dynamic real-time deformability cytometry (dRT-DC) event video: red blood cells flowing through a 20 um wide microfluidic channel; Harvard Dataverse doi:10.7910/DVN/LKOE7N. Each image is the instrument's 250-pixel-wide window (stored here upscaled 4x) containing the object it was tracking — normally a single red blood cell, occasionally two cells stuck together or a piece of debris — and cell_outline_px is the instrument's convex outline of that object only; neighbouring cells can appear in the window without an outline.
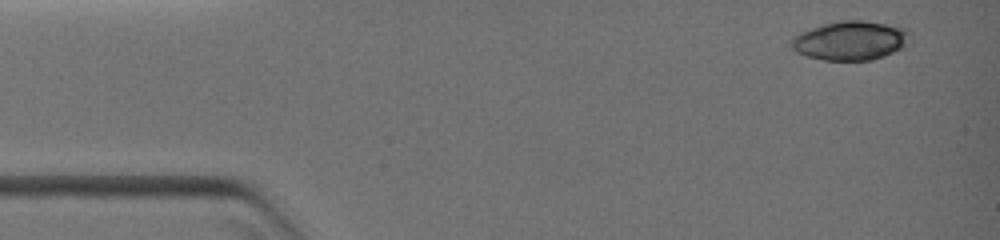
{"species": "common noctule bat (a hibernating species)", "species_latin": "Nyctalus noctula", "temperature_condition": "warm", "stored_images_in_passage": 4, "camera_frame_rate_fps": 3000, "um_per_image_px": 0.085, "animal": {"sex": "female", "body_mass_g": 19.0, "forearm_length_mm": 51.5}, "frame": {"image": 1, "passage_image": 1, "time_ms": 0.0, "image_size_px": [1000, 240], "cell_outline_px": [[912, 40], [904, 48], [884, 56], [872, 60], [824, 60], [808, 56], [796, 52], [792, 48], [792, 36], [800, 32], [824, 24], [840, 20], [864, 20], [908, 28], [912, 32]], "centroid_in_image_um": [72.37, 3.44], "position_along_channel_um": 12.6, "area_um2": 27.4}}
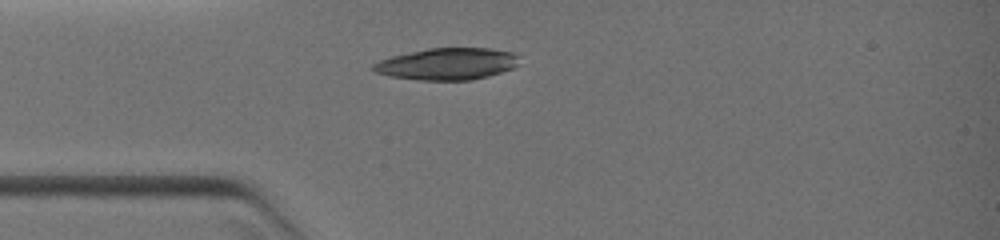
{"frame": {"image": 2, "passage_image": 4, "time_ms": 2.667, "image_size_px": [1000, 240], "cell_outline_px": [[516, 64], [512, 68], [488, 76], [472, 80], [420, 80], [388, 76], [372, 72], [372, 64], [380, 60], [392, 56], [428, 48], [488, 48], [512, 52], [516, 56]], "centroid_in_image_um": [37.94, 5.44], "position_along_channel_um": 47.1, "area_um2": 26.88}}